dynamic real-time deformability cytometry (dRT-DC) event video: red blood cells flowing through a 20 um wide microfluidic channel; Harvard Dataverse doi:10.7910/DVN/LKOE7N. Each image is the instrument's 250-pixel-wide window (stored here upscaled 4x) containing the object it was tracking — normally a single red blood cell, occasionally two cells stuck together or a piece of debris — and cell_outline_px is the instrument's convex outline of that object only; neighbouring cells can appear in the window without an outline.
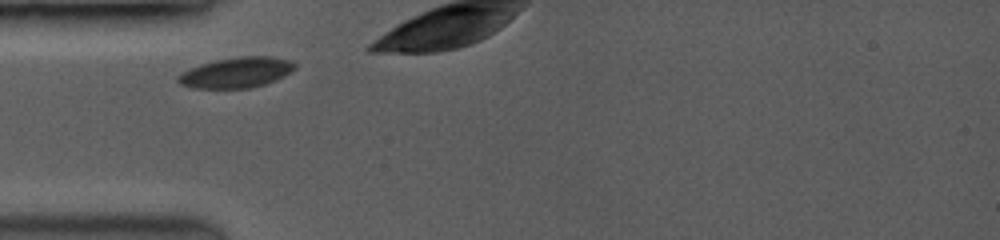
{"species": "common noctule bat (a hibernating species)", "species_latin": "Nyctalus noctula", "temperature_condition": "room temperature", "stored_images_in_passage": 4, "camera_frame_rate_fps": 3500, "um_per_image_px": 0.085, "animal": {"sex": "female", "body_mass_g": 19.0, "forearm_length_mm": 53.3}, "frame": {"image": 1, "passage_image": 1, "time_ms": 0.0, "image_size_px": [1000, 240], "cell_outline_px": [[296, 68], [284, 76], [264, 84], [248, 88], [196, 88], [180, 84], [176, 80], [176, 76], [180, 72], [200, 64], [216, 60], [236, 56], [272, 56], [292, 60], [296, 64]], "centroid_in_image_um": [20.09, 6.15], "position_along_channel_um": 64.9, "area_um2": 20.87}}